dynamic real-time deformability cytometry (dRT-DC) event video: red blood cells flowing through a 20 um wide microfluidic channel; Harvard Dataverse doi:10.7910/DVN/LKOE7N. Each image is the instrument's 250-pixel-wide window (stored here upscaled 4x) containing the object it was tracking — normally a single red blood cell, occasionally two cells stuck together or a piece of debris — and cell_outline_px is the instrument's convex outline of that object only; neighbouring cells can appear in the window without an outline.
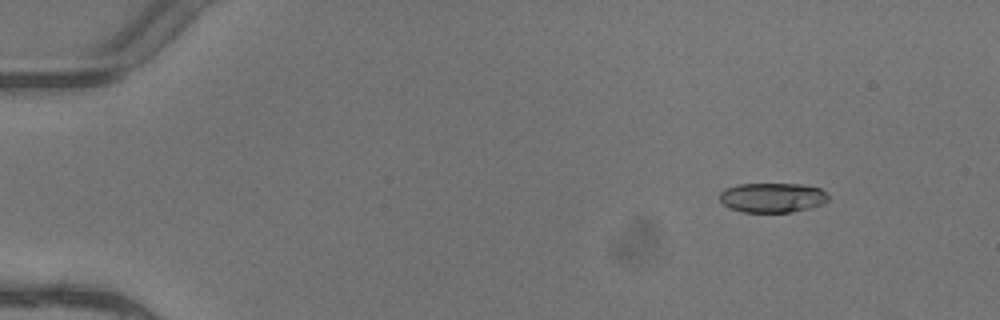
{"species": "common noctule bat (a hibernating species)", "species_latin": "Nyctalus noctula", "temperature_condition": "warm", "stored_images_in_passage": 4, "camera_frame_rate_fps": 3000, "um_per_image_px": 0.085, "animal": {"sex": "female"}, "frame": {"image": 1, "passage_image": 1, "time_ms": 0.0, "image_size_px": [1000, 320], "cell_outline_px": [[828, 200], [824, 204], [792, 212], [744, 212], [728, 208], [720, 200], [720, 192], [724, 188], [740, 184], [800, 184], [820, 188], [828, 196]], "centroid_in_image_um": [65.64, 16.8], "position_along_channel_um": 19.4, "area_um2": 18.79}}
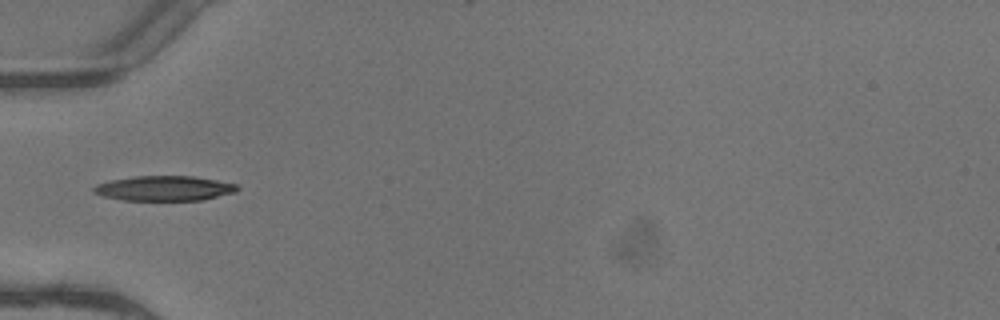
{"frame": {"image": 2, "passage_image": 4, "time_ms": 1.0, "image_size_px": [1000, 320], "cell_outline_px": [[240, 188], [236, 192], [200, 200], [120, 200], [104, 196], [92, 192], [92, 188], [96, 184], [108, 180], [132, 176], [192, 176], [216, 180], [236, 184]], "centroid_in_image_um": [13.91, 16.0], "position_along_channel_um": 71.1, "area_um2": 20.92}}